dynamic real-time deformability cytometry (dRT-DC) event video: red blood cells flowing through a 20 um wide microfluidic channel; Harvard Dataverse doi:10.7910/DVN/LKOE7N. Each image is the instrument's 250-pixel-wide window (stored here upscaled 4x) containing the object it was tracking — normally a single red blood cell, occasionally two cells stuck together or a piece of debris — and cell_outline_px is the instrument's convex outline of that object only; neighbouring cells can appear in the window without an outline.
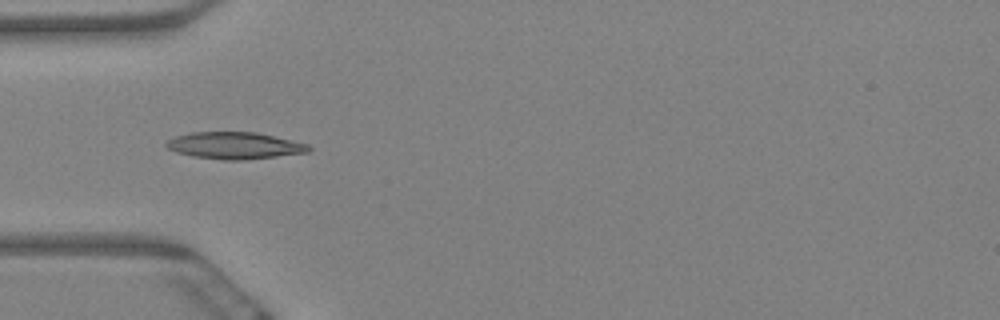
{"species": "Egyptian fruit bat (a non-hibernating species)", "species_latin": "Rousettus aegyptiacus", "temperature_condition": "warm", "stored_images_in_passage": 6, "camera_frame_rate_fps": 3000, "um_per_image_px": 0.085, "animal": {"sex": "female"}, "frame": {"image": 1, "passage_image": 5, "time_ms": 1.333, "image_size_px": [1000, 320], "cell_outline_px": [[312, 148], [308, 152], [244, 160], [224, 160], [192, 156], [176, 152], [168, 148], [164, 144], [168, 140], [176, 136], [192, 132], [256, 132], [308, 144]], "centroid_in_image_um": [19.92, 12.37], "position_along_channel_um": 65.1, "area_um2": 22.14}}
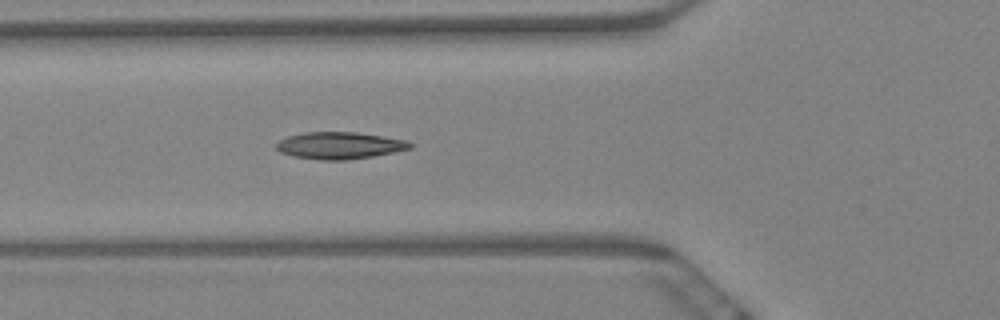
{"frame": {"image": 2, "passage_image": 6, "time_ms": 1.667, "image_size_px": [1000, 320], "cell_outline_px": [[412, 148], [372, 156], [344, 160], [320, 160], [292, 156], [280, 152], [276, 148], [276, 144], [280, 140], [288, 136], [304, 132], [356, 132], [408, 140], [412, 144]], "centroid_in_image_um": [28.85, 12.36], "position_along_channel_um": 97.0, "area_um2": 20.92}}